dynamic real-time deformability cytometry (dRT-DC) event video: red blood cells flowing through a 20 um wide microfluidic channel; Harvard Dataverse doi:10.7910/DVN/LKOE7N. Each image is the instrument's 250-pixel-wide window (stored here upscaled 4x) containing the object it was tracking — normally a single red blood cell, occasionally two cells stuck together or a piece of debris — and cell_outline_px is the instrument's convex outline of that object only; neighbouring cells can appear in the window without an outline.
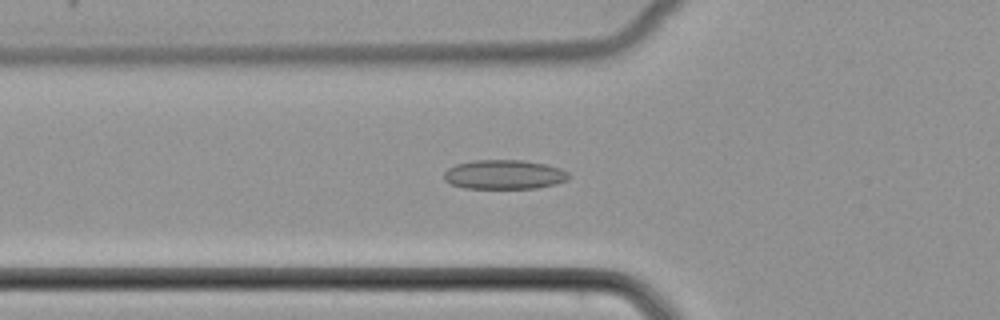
{"species": "common noctule bat (a hibernating species)", "species_latin": "Nyctalus noctula", "temperature_condition": "cold", "stored_images_in_passage": 39, "camera_frame_rate_fps": 3000, "um_per_image_px": 0.085, "animal": {"sex": "female", "body_mass_g": 22.7, "forearm_length_mm": 54.2}, "frame": {"image": 1, "passage_image": 11, "time_ms": 3.333, "image_size_px": [1000, 320], "cell_outline_px": [[572, 176], [568, 180], [556, 184], [536, 188], [464, 188], [452, 184], [444, 180], [444, 172], [448, 168], [456, 164], [472, 160], [520, 160], [544, 164], [560, 168], [568, 172]], "centroid_in_image_um": [42.87, 14.84], "position_along_channel_um": 82.9, "area_um2": 21.39}}
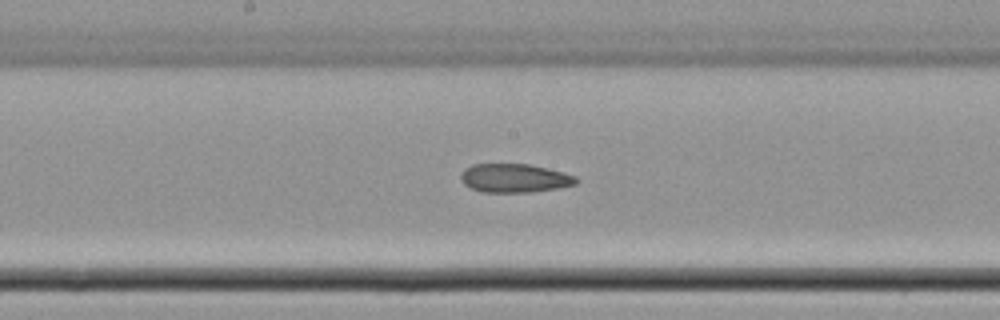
{"frame": {"image": 2, "passage_image": 20, "time_ms": 6.333, "image_size_px": [1000, 320], "cell_outline_px": [[580, 180], [576, 184], [556, 188], [532, 192], [480, 192], [464, 184], [460, 180], [460, 176], [464, 168], [472, 164], [528, 164], [548, 168], [564, 172], [576, 176]], "centroid_in_image_um": [43.73, 15.14], "position_along_channel_um": 204.5, "area_um2": 19.42}}
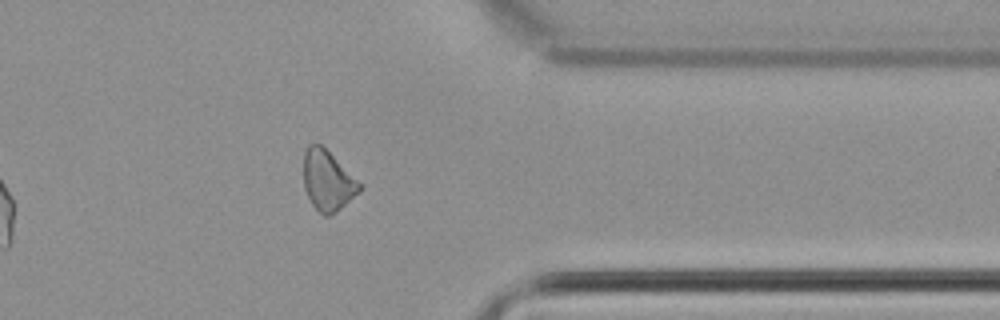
{"frame": {"image": 3, "passage_image": 34, "time_ms": 11.0, "image_size_px": [1000, 320], "cell_outline_px": [[364, 188], [360, 192], [336, 212], [328, 216], [324, 216], [312, 204], [304, 188], [304, 152], [308, 144], [320, 144], [364, 184]], "centroid_in_image_um": [27.89, 15.36], "position_along_channel_um": 383.5, "area_um2": 19.77}}